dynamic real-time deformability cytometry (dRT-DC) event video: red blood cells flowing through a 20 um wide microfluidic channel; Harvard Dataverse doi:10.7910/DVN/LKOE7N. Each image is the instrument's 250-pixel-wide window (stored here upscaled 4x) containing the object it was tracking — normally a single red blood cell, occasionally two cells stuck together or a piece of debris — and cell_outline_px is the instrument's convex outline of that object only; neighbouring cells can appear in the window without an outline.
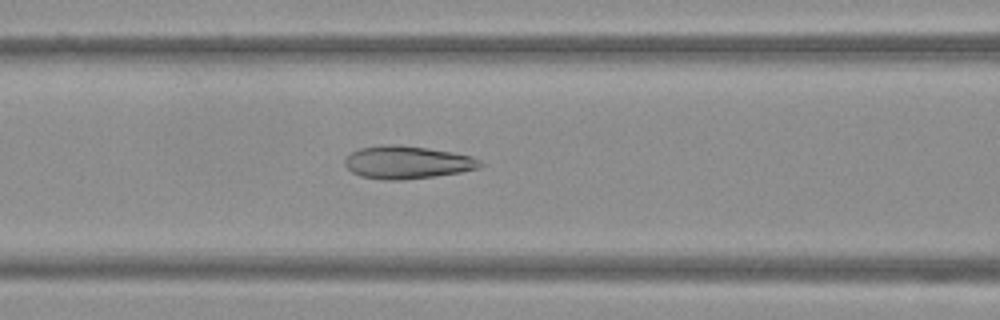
{"species": "Egyptian fruit bat (a non-hibernating species)", "species_latin": "Rousettus aegyptiacus", "temperature_condition": "warm", "stored_images_in_passage": 47, "camera_frame_rate_fps": 3000, "um_per_image_px": 0.085, "frame": {"image": 1, "passage_image": 18, "time_ms": 5.667, "image_size_px": [1000, 320], "cell_outline_px": [[484, 164], [480, 168], [460, 172], [436, 176], [400, 180], [384, 180], [360, 176], [352, 172], [344, 164], [344, 160], [352, 152], [360, 148], [388, 144], [396, 144], [428, 148], [452, 152], [472, 156], [480, 160]], "centroid_in_image_um": [34.63, 13.8], "position_along_channel_um": 132.0, "area_um2": 25.89}}
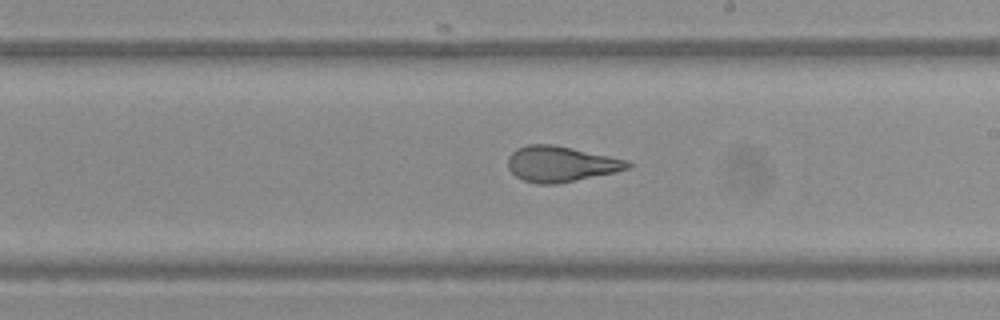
{"frame": {"image": 2, "passage_image": 26, "time_ms": 8.333, "image_size_px": [1000, 320], "cell_outline_px": [[632, 164], [628, 168], [616, 172], [556, 184], [536, 184], [524, 180], [516, 176], [508, 168], [508, 156], [516, 148], [528, 144], [556, 144], [628, 160]], "centroid_in_image_um": [47.65, 13.92], "position_along_channel_um": 241.3, "area_um2": 24.97}}
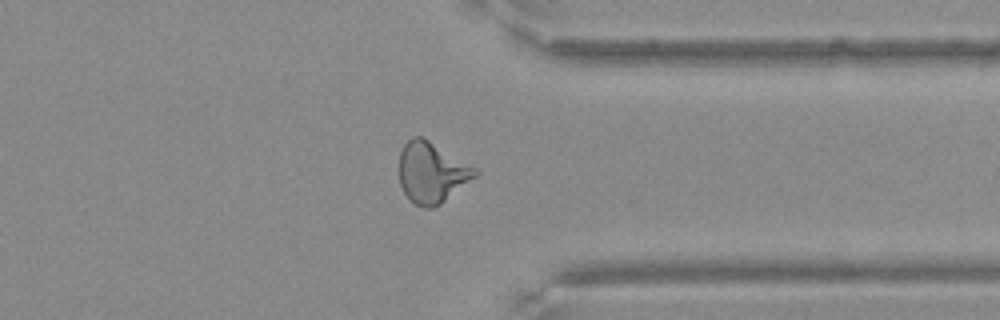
{"frame": {"image": 3, "passage_image": 36, "time_ms": 11.667, "image_size_px": [1000, 320], "cell_outline_px": [[480, 172], [476, 176], [440, 204], [432, 208], [424, 208], [416, 204], [404, 192], [400, 184], [400, 152], [404, 144], [412, 136], [420, 136], [428, 140], [476, 168]], "centroid_in_image_um": [36.69, 14.66], "position_along_channel_um": 374.7, "area_um2": 26.36}}